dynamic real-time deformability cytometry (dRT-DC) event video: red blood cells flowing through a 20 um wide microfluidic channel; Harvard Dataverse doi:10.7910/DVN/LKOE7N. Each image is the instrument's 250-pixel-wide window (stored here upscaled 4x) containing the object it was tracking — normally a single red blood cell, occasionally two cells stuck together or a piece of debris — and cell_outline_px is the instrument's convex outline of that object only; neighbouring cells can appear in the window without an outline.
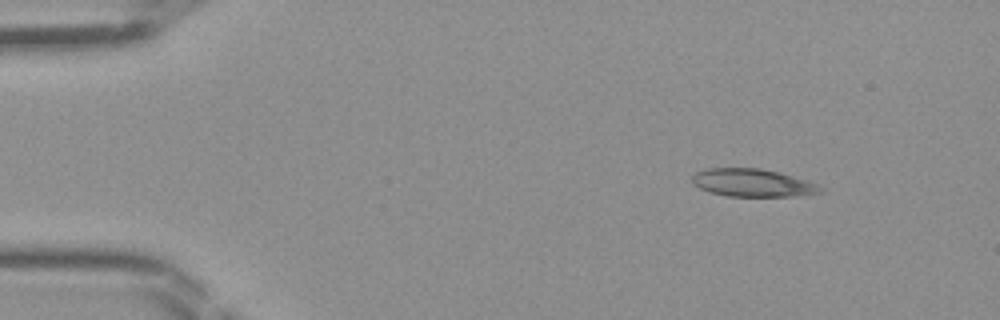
{"species": "Egyptian fruit bat (a non-hibernating species)", "species_latin": "Rousettus aegyptiacus", "temperature_condition": "room temperature", "stored_images_in_passage": 41, "camera_frame_rate_fps": 3000, "um_per_image_px": 0.085, "frame": {"image": 1, "passage_image": 1, "time_ms": 0.0, "image_size_px": [1000, 320], "cell_outline_px": [[824, 192], [792, 196], [728, 196], [712, 192], [700, 188], [692, 184], [692, 176], [696, 172], [708, 168], [760, 168], [780, 172], [820, 184], [824, 188]], "centroid_in_image_um": [64.01, 15.53], "position_along_channel_um": 21.0, "area_um2": 20.87}}
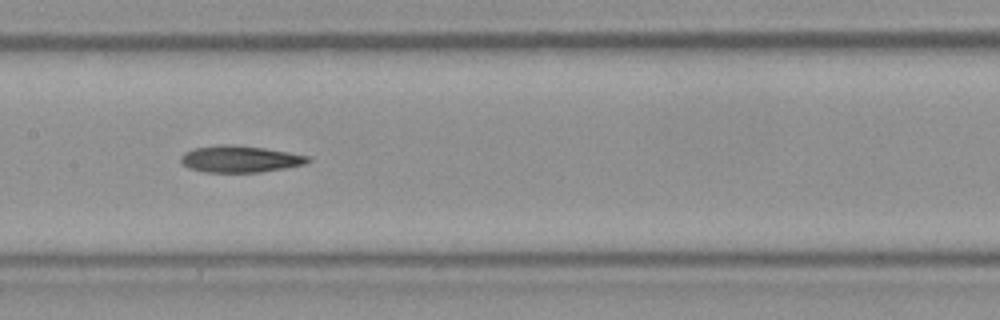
{"frame": {"image": 2, "passage_image": 18, "time_ms": 5.667, "image_size_px": [1000, 320], "cell_outline_px": [[312, 160], [304, 164], [284, 168], [260, 172], [204, 172], [188, 168], [180, 160], [180, 156], [184, 152], [192, 148], [216, 144], [232, 144], [264, 148], [312, 156]], "centroid_in_image_um": [20.38, 13.5], "position_along_channel_um": 187.0, "area_um2": 20.0}}
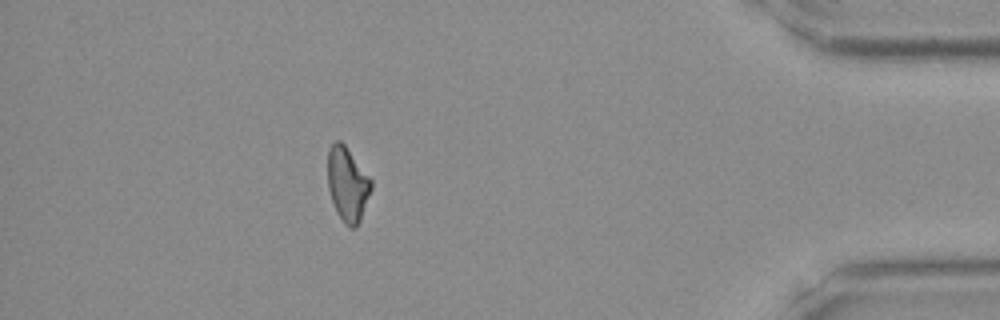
{"frame": {"image": 3, "passage_image": 36, "time_ms": 11.667, "image_size_px": [1000, 320], "cell_outline_px": [[372, 188], [360, 220], [356, 228], [348, 228], [344, 224], [336, 212], [328, 188], [328, 148], [336, 140], [340, 140], [344, 144], [372, 180]], "centroid_in_image_um": [29.53, 15.68], "position_along_channel_um": 405.7, "area_um2": 18.79}}